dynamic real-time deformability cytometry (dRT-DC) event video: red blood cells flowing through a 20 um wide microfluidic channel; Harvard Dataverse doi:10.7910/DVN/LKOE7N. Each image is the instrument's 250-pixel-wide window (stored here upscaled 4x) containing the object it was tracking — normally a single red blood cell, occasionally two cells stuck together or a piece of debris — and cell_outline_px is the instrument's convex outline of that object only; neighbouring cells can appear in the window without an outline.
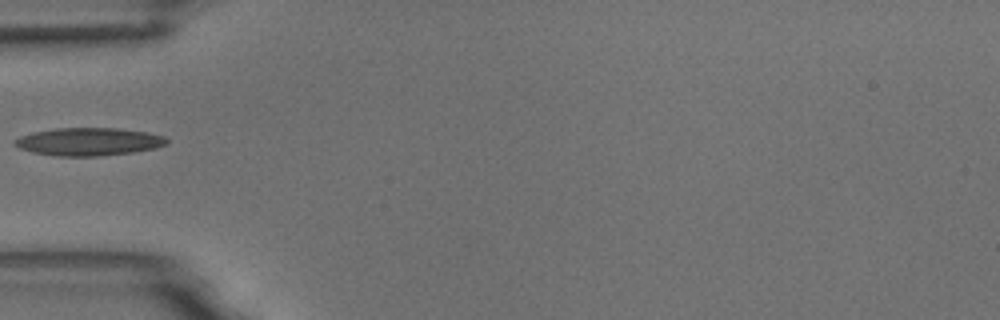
{"species": "common noctule bat (a hibernating species)", "species_latin": "Nyctalus noctula", "temperature_condition": "room temperature", "stored_images_in_passage": 1, "camera_frame_rate_fps": 3000, "um_per_image_px": 0.085, "animal": {"sex": "male", "body_mass_g": 18.8}, "frame": {"image": 1, "passage_image": 1, "time_ms": 0.0, "image_size_px": [1000, 320], "cell_outline_px": [[168, 144], [156, 148], [132, 152], [100, 156], [56, 156], [32, 152], [20, 148], [12, 144], [12, 140], [20, 136], [32, 132], [56, 128], [116, 128], [144, 132], [164, 136], [168, 140]], "centroid_in_image_um": [7.5, 12.04], "position_along_channel_um": 77.5, "area_um2": 24.74}}